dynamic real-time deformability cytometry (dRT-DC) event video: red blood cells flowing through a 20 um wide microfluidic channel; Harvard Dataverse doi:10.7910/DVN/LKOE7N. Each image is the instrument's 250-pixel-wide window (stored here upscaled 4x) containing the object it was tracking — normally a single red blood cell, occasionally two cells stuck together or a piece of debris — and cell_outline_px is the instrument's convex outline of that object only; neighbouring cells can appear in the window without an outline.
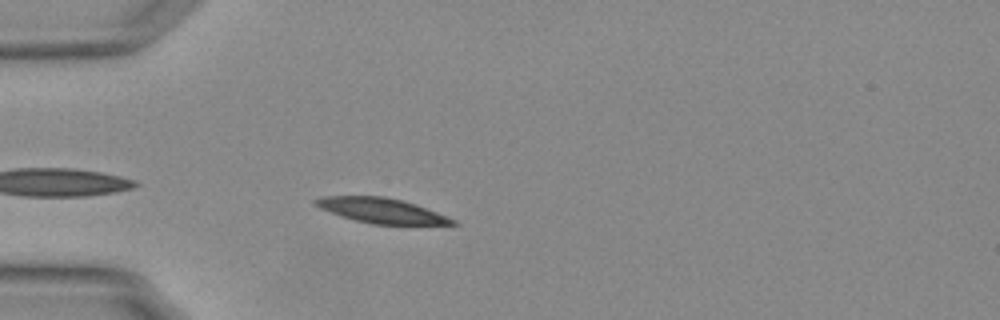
{"species": "Egyptian fruit bat (a non-hibernating species)", "species_latin": "Rousettus aegyptiacus", "temperature_condition": "warm", "stored_images_in_passage": 18, "camera_frame_rate_fps": 3000, "um_per_image_px": 0.085, "animal": {"sex": "female"}, "frame": {"image": 1, "passage_image": 3, "time_ms": 0.667, "image_size_px": [1000, 320], "cell_outline_px": [[460, 224], [372, 224], [340, 216], [320, 208], [312, 200], [320, 196], [384, 196], [416, 204], [456, 220]], "centroid_in_image_um": [32.39, 17.89], "position_along_channel_um": 52.6, "area_um2": 19.71}}
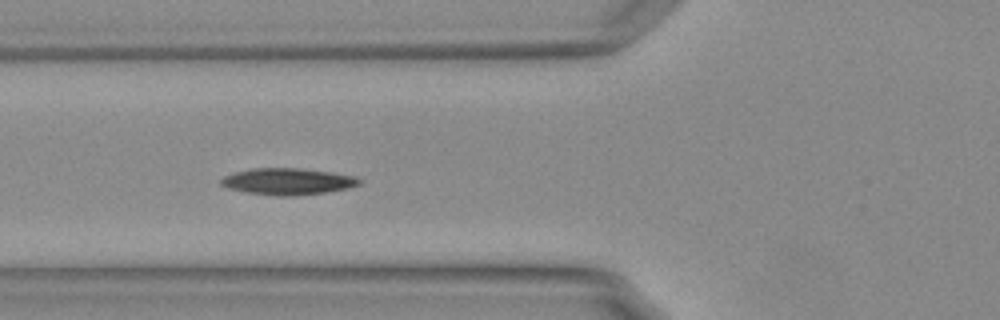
{"frame": {"image": 2, "passage_image": 8, "time_ms": 2.333, "image_size_px": [1000, 320], "cell_outline_px": [[360, 184], [348, 188], [324, 192], [296, 196], [276, 196], [248, 192], [228, 188], [220, 184], [220, 180], [224, 176], [232, 172], [248, 168], [300, 168], [332, 172], [352, 176], [360, 180]], "centroid_in_image_um": [24.4, 15.41], "position_along_channel_um": 101.4, "area_um2": 21.39}}
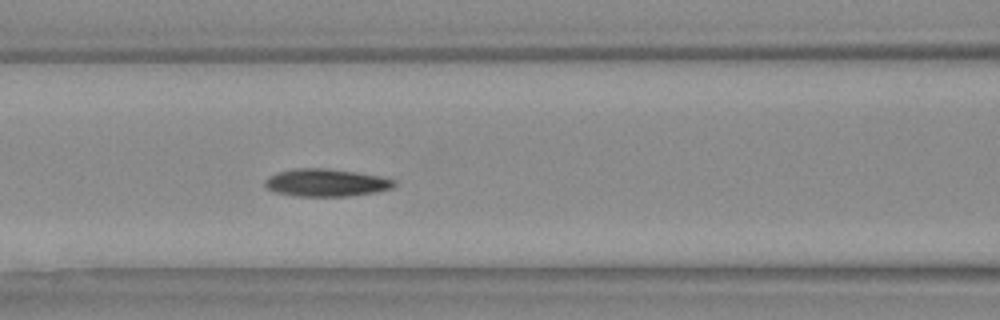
{"frame": {"image": 3, "passage_image": 11, "time_ms": 3.333, "image_size_px": [1000, 320], "cell_outline_px": [[396, 184], [392, 188], [376, 192], [348, 196], [296, 196], [276, 192], [268, 188], [264, 184], [264, 180], [268, 176], [276, 172], [296, 168], [324, 168], [356, 172], [396, 180]], "centroid_in_image_um": [27.69, 15.52], "position_along_channel_um": 138.9, "area_um2": 20.69}}